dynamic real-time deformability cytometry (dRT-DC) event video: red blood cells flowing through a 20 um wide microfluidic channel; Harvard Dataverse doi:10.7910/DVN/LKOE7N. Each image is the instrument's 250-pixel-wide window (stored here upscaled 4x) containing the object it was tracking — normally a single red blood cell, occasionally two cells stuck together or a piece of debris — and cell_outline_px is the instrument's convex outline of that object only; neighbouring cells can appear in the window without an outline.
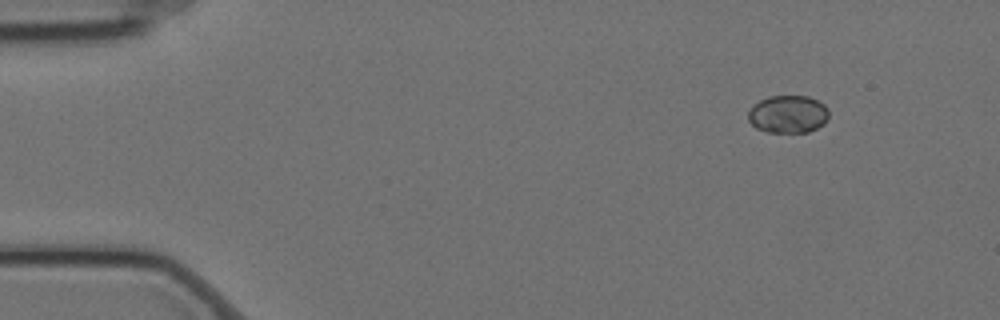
{"species": "Egyptian fruit bat (a non-hibernating species)", "species_latin": "Rousettus aegyptiacus", "temperature_condition": "cold", "stored_images_in_passage": 53, "camera_frame_rate_fps": 3000, "um_per_image_px": 0.085, "animal": {"sex": "female"}, "frame": {"image": 1, "passage_image": 1, "time_ms": 0.0, "image_size_px": [1000, 320], "cell_outline_px": [[828, 120], [824, 124], [808, 132], [768, 132], [756, 128], [748, 120], [748, 112], [760, 100], [768, 96], [808, 96], [824, 104], [828, 108]], "centroid_in_image_um": [67.0, 9.71], "position_along_channel_um": 18.0, "area_um2": 17.69}}
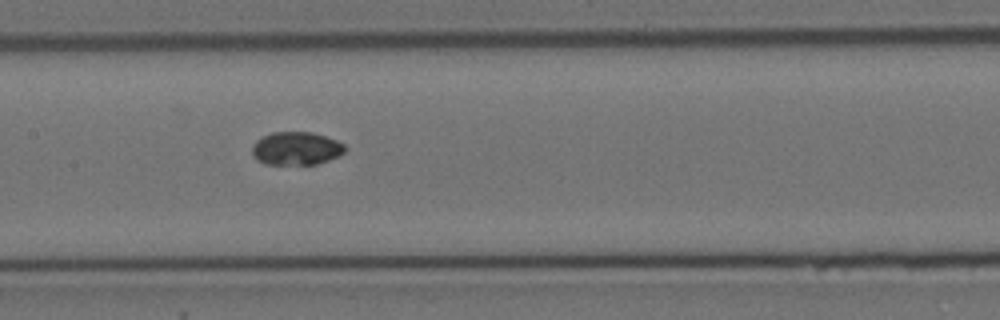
{"frame": {"image": 2, "passage_image": 23, "time_ms": 7.333, "image_size_px": [1000, 320], "cell_outline_px": [[344, 152], [328, 160], [316, 164], [264, 164], [256, 160], [252, 152], [252, 144], [256, 140], [272, 132], [312, 132], [336, 140], [344, 144]], "centroid_in_image_um": [25.13, 12.61], "position_along_channel_um": 182.3, "area_um2": 17.8}}
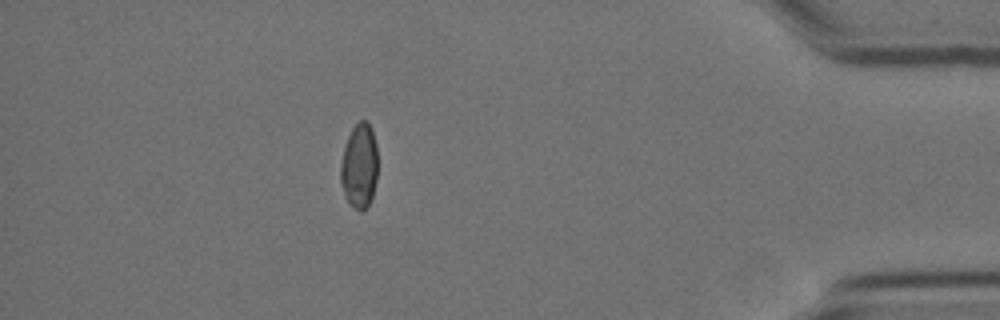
{"frame": {"image": 3, "passage_image": 46, "time_ms": 15.0, "image_size_px": [1000, 320], "cell_outline_px": [[376, 180], [372, 196], [368, 204], [360, 212], [348, 204], [344, 196], [340, 184], [340, 164], [344, 148], [348, 136], [352, 128], [360, 120], [368, 120], [372, 128], [376, 144]], "centroid_in_image_um": [30.52, 14.11], "position_along_channel_um": 404.7, "area_um2": 18.5}, "authors_computed_cell_mechanics": {"area_um2": 18.4382, "velocity_mm_per_s": 3.5052, "shape_relaxation_time_tau1_ms": null, "shape_relaxation_time_tau2_ms": 2.9609, "deformation_change_tau1": null, "deformation_change_tau2": 0.0329}}